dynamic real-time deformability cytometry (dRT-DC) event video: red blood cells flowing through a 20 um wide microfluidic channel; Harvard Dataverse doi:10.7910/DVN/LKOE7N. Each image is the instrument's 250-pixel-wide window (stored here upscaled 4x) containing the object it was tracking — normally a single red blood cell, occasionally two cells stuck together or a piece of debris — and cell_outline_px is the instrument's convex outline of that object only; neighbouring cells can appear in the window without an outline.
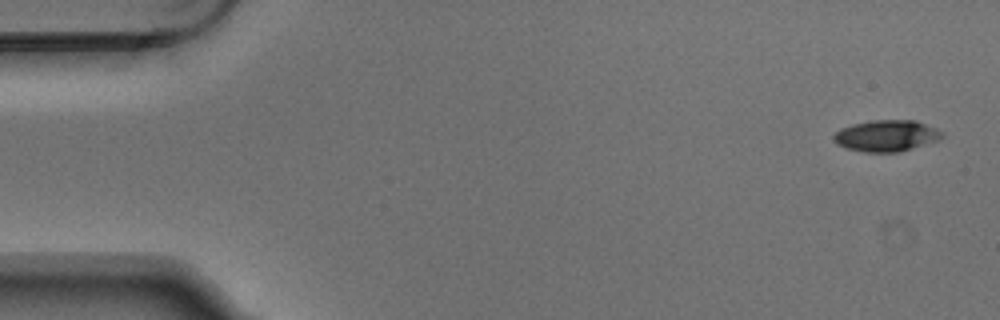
{"species": "Egyptian fruit bat (a non-hibernating species)", "species_latin": "Rousettus aegyptiacus", "temperature_condition": "warm", "stored_images_in_passage": 5, "camera_frame_rate_fps": 3000, "um_per_image_px": 0.085, "animal": {"sex": "male"}, "frame": {"image": 1, "passage_image": 1, "time_ms": 0.0, "image_size_px": [1000, 320], "cell_outline_px": [[944, 136], [936, 140], [900, 152], [864, 152], [848, 148], [836, 144], [832, 140], [832, 136], [840, 128], [852, 124], [872, 120], [916, 120], [936, 128]], "centroid_in_image_um": [75.29, 11.53], "position_along_channel_um": 9.7, "area_um2": 19.71}}
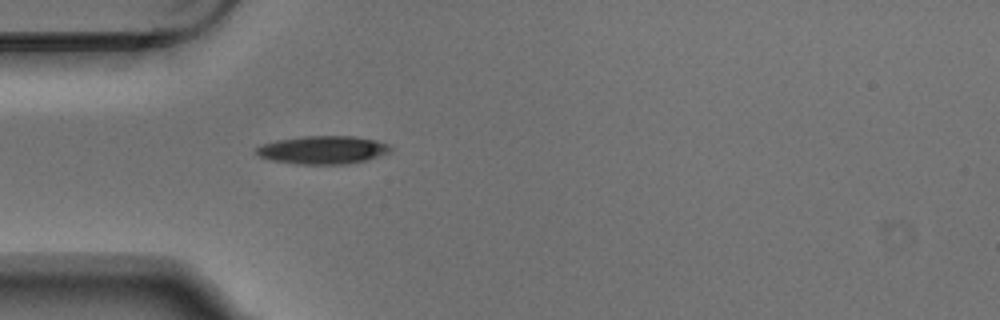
{"frame": {"image": 2, "passage_image": 5, "time_ms": 1.333, "image_size_px": [1000, 320], "cell_outline_px": [[392, 148], [388, 152], [364, 160], [344, 164], [296, 164], [268, 160], [252, 152], [256, 148], [264, 144], [276, 140], [304, 136], [352, 136], [376, 140], [388, 144]], "centroid_in_image_um": [27.37, 12.74], "position_along_channel_um": 57.6, "area_um2": 21.85}}